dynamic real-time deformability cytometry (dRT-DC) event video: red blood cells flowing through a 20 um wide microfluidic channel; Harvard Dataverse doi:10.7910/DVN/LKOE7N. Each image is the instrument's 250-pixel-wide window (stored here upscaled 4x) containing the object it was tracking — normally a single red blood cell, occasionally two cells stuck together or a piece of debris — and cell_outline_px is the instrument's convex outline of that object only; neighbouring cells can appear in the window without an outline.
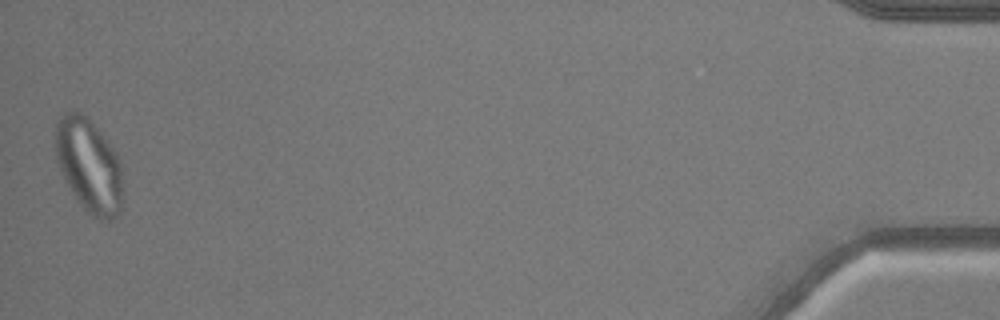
{"species": "common noctule bat (a hibernating species)", "species_latin": "Nyctalus noctula", "temperature_condition": "warm", "stored_images_in_passage": 47, "camera_frame_rate_fps": 3000, "um_per_image_px": 0.085, "animal": {"sex": "male", "body_mass_g": 20.5, "forearm_length_mm": 52.5}, "frame": {"image": 1, "passage_image": 47, "time_ms": 15.333, "image_size_px": [1000, 320], "cell_outline_px": [[120, 212], [112, 220], [100, 220], [92, 216], [84, 208], [72, 192], [56, 160], [56, 124], [60, 116], [64, 112], [80, 112], [100, 132], [116, 152], [120, 164]], "centroid_in_image_um": [7.54, 14.07], "position_along_channel_um": 427.7, "area_um2": 35.78}}